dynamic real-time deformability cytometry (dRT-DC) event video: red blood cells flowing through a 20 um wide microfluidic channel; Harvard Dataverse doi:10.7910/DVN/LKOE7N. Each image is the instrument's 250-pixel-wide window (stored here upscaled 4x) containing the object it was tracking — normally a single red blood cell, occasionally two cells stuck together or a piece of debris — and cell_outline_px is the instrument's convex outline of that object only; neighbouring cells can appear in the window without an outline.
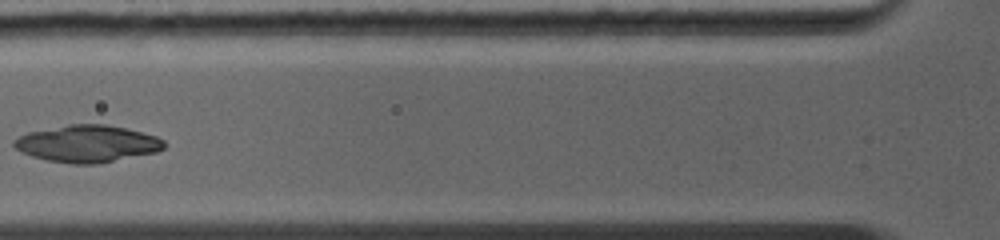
{"species": "common noctule bat (a hibernating species)", "species_latin": "Nyctalus noctula", "temperature_condition": "warm", "stored_images_in_passage": 12, "camera_frame_rate_fps": 5000, "um_per_image_px": 0.085, "animal": {"sex": "female", "body_mass_g": 19.0, "forearm_length_mm": 56.7}, "frame": {"image": 1, "passage_image": 4, "time_ms": 2.0, "image_size_px": [1000, 240], "cell_outline_px": [[164, 148], [156, 152], [100, 164], [72, 164], [44, 160], [20, 152], [12, 144], [12, 140], [28, 132], [68, 124], [108, 124], [156, 136], [164, 140]], "centroid_in_image_um": [7.39, 12.22], "position_along_channel_um": 118.4, "area_um2": 32.54}}
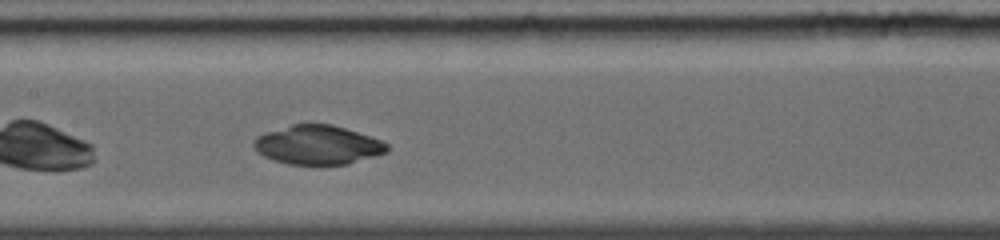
{"frame": {"image": 2, "passage_image": 7, "time_ms": 3.4, "image_size_px": [1000, 240], "cell_outline_px": [[388, 152], [348, 164], [288, 164], [264, 156], [256, 152], [252, 144], [256, 136], [264, 132], [292, 124], [332, 124], [380, 140], [388, 144]], "centroid_in_image_um": [26.97, 12.31], "position_along_channel_um": 180.4, "area_um2": 30.17}}
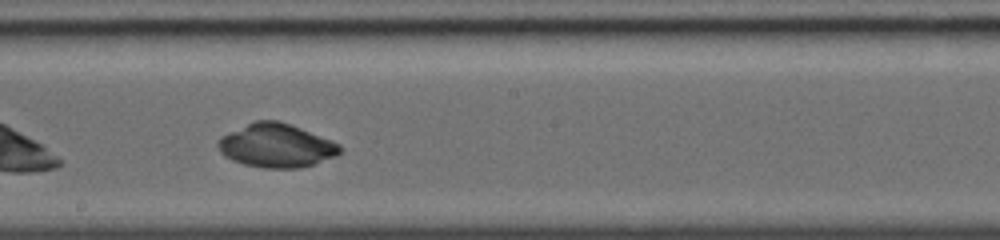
{"frame": {"image": 3, "passage_image": 9, "time_ms": 4.4, "image_size_px": [1000, 240], "cell_outline_px": [[340, 152], [336, 156], [300, 168], [264, 168], [244, 164], [232, 160], [224, 156], [220, 152], [216, 144], [216, 140], [220, 136], [228, 132], [256, 120], [280, 120], [340, 144]], "centroid_in_image_um": [23.43, 12.37], "position_along_channel_um": 224.8, "area_um2": 30.92}}